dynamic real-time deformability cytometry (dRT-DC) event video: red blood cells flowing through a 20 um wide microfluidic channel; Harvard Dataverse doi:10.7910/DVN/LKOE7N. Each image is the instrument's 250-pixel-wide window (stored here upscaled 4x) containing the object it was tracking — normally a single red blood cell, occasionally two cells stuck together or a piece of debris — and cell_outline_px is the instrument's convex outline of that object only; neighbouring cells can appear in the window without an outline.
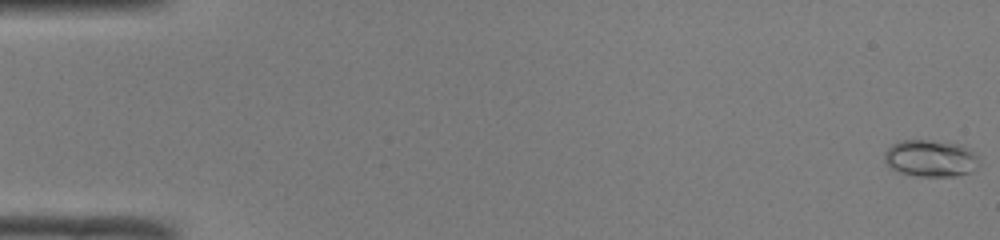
{"species": "common noctule bat (a hibernating species)", "species_latin": "Nyctalus noctula", "temperature_condition": "room temperature", "stored_images_in_passage": 50, "camera_frame_rate_fps": 3000, "um_per_image_px": 0.085, "animal": {"sex": "male", "body_mass_g": 19.0, "forearm_length_mm": 50.8}, "frame": {"image": 1, "passage_image": 1, "time_ms": 0.0, "image_size_px": [1000, 240], "cell_outline_px": [[976, 168], [972, 172], [956, 176], [920, 176], [900, 172], [892, 168], [884, 160], [884, 152], [892, 144], [900, 140], [928, 140], [960, 144], [976, 152]], "centroid_in_image_um": [79.09, 13.45], "position_along_channel_um": 5.9, "area_um2": 20.23}}
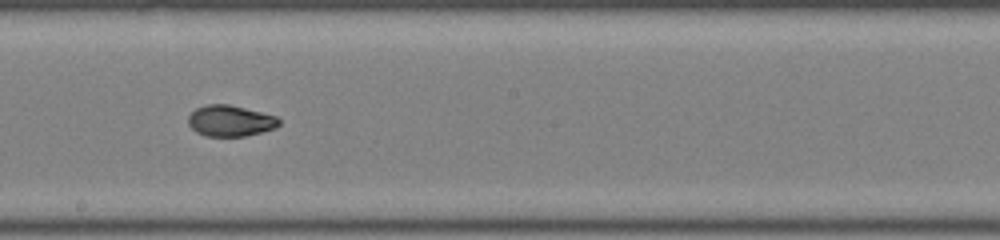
{"frame": {"image": 2, "passage_image": 29, "time_ms": 9.333, "image_size_px": [1000, 240], "cell_outline_px": [[280, 124], [276, 128], [244, 136], [208, 136], [196, 132], [188, 124], [188, 116], [196, 108], [204, 104], [228, 104], [276, 116], [280, 120]], "centroid_in_image_um": [19.56, 10.26], "position_along_channel_um": 228.6, "area_um2": 16.36}}
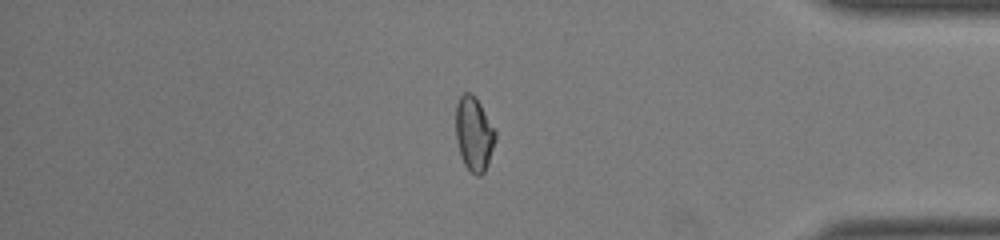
{"frame": {"image": 3, "passage_image": 43, "time_ms": 14.0, "image_size_px": [1000, 240], "cell_outline_px": [[496, 140], [488, 164], [484, 172], [480, 176], [476, 176], [464, 164], [456, 140], [456, 104], [460, 96], [464, 92], [472, 92], [476, 96], [496, 128]], "centroid_in_image_um": [40.31, 11.33], "position_along_channel_um": 394.9, "area_um2": 17.46}, "authors_computed_cell_mechanics": {"area_um2": 17.051, "velocity_mm_per_s": 4.1198, "shape_relaxation_time_tau1_ms": 8.0751, "shape_relaxation_time_tau2_ms": 1.9949, "deformation_change_tau1": 0.2234, "deformation_change_tau2": 0.052}}